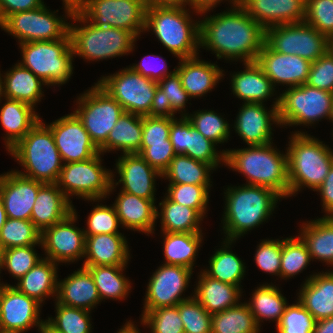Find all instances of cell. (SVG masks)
I'll return each mask as SVG.
<instances>
[{
  "label": "cell",
  "instance_id": "a7ac6f4b",
  "mask_svg": "<svg viewBox=\"0 0 333 333\" xmlns=\"http://www.w3.org/2000/svg\"><path fill=\"white\" fill-rule=\"evenodd\" d=\"M315 191L320 192L322 207L326 217H333V165L324 179V182Z\"/></svg>",
  "mask_w": 333,
  "mask_h": 333
},
{
  "label": "cell",
  "instance_id": "f1b7e54d",
  "mask_svg": "<svg viewBox=\"0 0 333 333\" xmlns=\"http://www.w3.org/2000/svg\"><path fill=\"white\" fill-rule=\"evenodd\" d=\"M297 298L316 321L333 317V271L305 279Z\"/></svg>",
  "mask_w": 333,
  "mask_h": 333
},
{
  "label": "cell",
  "instance_id": "f546056e",
  "mask_svg": "<svg viewBox=\"0 0 333 333\" xmlns=\"http://www.w3.org/2000/svg\"><path fill=\"white\" fill-rule=\"evenodd\" d=\"M178 72L182 86L191 98L202 97L212 91L224 76L222 69L214 63L199 59V56L179 59Z\"/></svg>",
  "mask_w": 333,
  "mask_h": 333
},
{
  "label": "cell",
  "instance_id": "680465c9",
  "mask_svg": "<svg viewBox=\"0 0 333 333\" xmlns=\"http://www.w3.org/2000/svg\"><path fill=\"white\" fill-rule=\"evenodd\" d=\"M281 253L282 240H262L254 257L256 265L262 271L280 277Z\"/></svg>",
  "mask_w": 333,
  "mask_h": 333
},
{
  "label": "cell",
  "instance_id": "484cf974",
  "mask_svg": "<svg viewBox=\"0 0 333 333\" xmlns=\"http://www.w3.org/2000/svg\"><path fill=\"white\" fill-rule=\"evenodd\" d=\"M155 203V200L120 191L113 206L122 226L149 235L155 231L157 219Z\"/></svg>",
  "mask_w": 333,
  "mask_h": 333
},
{
  "label": "cell",
  "instance_id": "5bb4252c",
  "mask_svg": "<svg viewBox=\"0 0 333 333\" xmlns=\"http://www.w3.org/2000/svg\"><path fill=\"white\" fill-rule=\"evenodd\" d=\"M55 13L56 11L52 13L44 4L34 10L9 15L0 27L16 37L19 44L62 39L69 33L70 23Z\"/></svg>",
  "mask_w": 333,
  "mask_h": 333
},
{
  "label": "cell",
  "instance_id": "e0dca14e",
  "mask_svg": "<svg viewBox=\"0 0 333 333\" xmlns=\"http://www.w3.org/2000/svg\"><path fill=\"white\" fill-rule=\"evenodd\" d=\"M192 273L191 269L181 265L162 264L149 279L143 312L177 306L181 301L191 298H183L181 295L189 286Z\"/></svg>",
  "mask_w": 333,
  "mask_h": 333
},
{
  "label": "cell",
  "instance_id": "9a60e30c",
  "mask_svg": "<svg viewBox=\"0 0 333 333\" xmlns=\"http://www.w3.org/2000/svg\"><path fill=\"white\" fill-rule=\"evenodd\" d=\"M148 0H88L81 14L97 27H115L134 33L145 31Z\"/></svg>",
  "mask_w": 333,
  "mask_h": 333
},
{
  "label": "cell",
  "instance_id": "8992f818",
  "mask_svg": "<svg viewBox=\"0 0 333 333\" xmlns=\"http://www.w3.org/2000/svg\"><path fill=\"white\" fill-rule=\"evenodd\" d=\"M8 152L26 170H14L18 174L42 183L57 182L63 161L51 129L41 119Z\"/></svg>",
  "mask_w": 333,
  "mask_h": 333
},
{
  "label": "cell",
  "instance_id": "f35d334b",
  "mask_svg": "<svg viewBox=\"0 0 333 333\" xmlns=\"http://www.w3.org/2000/svg\"><path fill=\"white\" fill-rule=\"evenodd\" d=\"M164 234V264L181 265L193 270L196 254L203 240V233H169Z\"/></svg>",
  "mask_w": 333,
  "mask_h": 333
},
{
  "label": "cell",
  "instance_id": "d6a6232c",
  "mask_svg": "<svg viewBox=\"0 0 333 333\" xmlns=\"http://www.w3.org/2000/svg\"><path fill=\"white\" fill-rule=\"evenodd\" d=\"M4 99L6 102L0 109V122L6 131L5 146L9 151L41 118L31 105L18 100Z\"/></svg>",
  "mask_w": 333,
  "mask_h": 333
},
{
  "label": "cell",
  "instance_id": "277c9868",
  "mask_svg": "<svg viewBox=\"0 0 333 333\" xmlns=\"http://www.w3.org/2000/svg\"><path fill=\"white\" fill-rule=\"evenodd\" d=\"M185 5L148 4L144 30L156 38L178 59L198 56L200 22L191 20Z\"/></svg>",
  "mask_w": 333,
  "mask_h": 333
},
{
  "label": "cell",
  "instance_id": "7a4b0ae2",
  "mask_svg": "<svg viewBox=\"0 0 333 333\" xmlns=\"http://www.w3.org/2000/svg\"><path fill=\"white\" fill-rule=\"evenodd\" d=\"M222 152L224 164L243 174L248 179L246 185L266 187L282 198L289 197L287 152L281 154L272 143Z\"/></svg>",
  "mask_w": 333,
  "mask_h": 333
},
{
  "label": "cell",
  "instance_id": "816d5d0a",
  "mask_svg": "<svg viewBox=\"0 0 333 333\" xmlns=\"http://www.w3.org/2000/svg\"><path fill=\"white\" fill-rule=\"evenodd\" d=\"M142 313L141 324L148 326L151 333H184L178 306L161 307Z\"/></svg>",
  "mask_w": 333,
  "mask_h": 333
},
{
  "label": "cell",
  "instance_id": "ba28073f",
  "mask_svg": "<svg viewBox=\"0 0 333 333\" xmlns=\"http://www.w3.org/2000/svg\"><path fill=\"white\" fill-rule=\"evenodd\" d=\"M23 67L49 85H63L73 74L74 59L69 33L54 41H35L19 44Z\"/></svg>",
  "mask_w": 333,
  "mask_h": 333
},
{
  "label": "cell",
  "instance_id": "ee69618b",
  "mask_svg": "<svg viewBox=\"0 0 333 333\" xmlns=\"http://www.w3.org/2000/svg\"><path fill=\"white\" fill-rule=\"evenodd\" d=\"M247 303L212 314L211 333H260Z\"/></svg>",
  "mask_w": 333,
  "mask_h": 333
},
{
  "label": "cell",
  "instance_id": "11e5206c",
  "mask_svg": "<svg viewBox=\"0 0 333 333\" xmlns=\"http://www.w3.org/2000/svg\"><path fill=\"white\" fill-rule=\"evenodd\" d=\"M117 333H140L138 328L130 320L125 323V325L119 329Z\"/></svg>",
  "mask_w": 333,
  "mask_h": 333
},
{
  "label": "cell",
  "instance_id": "d4e9b609",
  "mask_svg": "<svg viewBox=\"0 0 333 333\" xmlns=\"http://www.w3.org/2000/svg\"><path fill=\"white\" fill-rule=\"evenodd\" d=\"M130 250L123 234H97L86 236L82 266H127Z\"/></svg>",
  "mask_w": 333,
  "mask_h": 333
},
{
  "label": "cell",
  "instance_id": "8fae6325",
  "mask_svg": "<svg viewBox=\"0 0 333 333\" xmlns=\"http://www.w3.org/2000/svg\"><path fill=\"white\" fill-rule=\"evenodd\" d=\"M77 104L79 106L73 112L82 121L84 129L99 149L125 111L98 83L79 96Z\"/></svg>",
  "mask_w": 333,
  "mask_h": 333
},
{
  "label": "cell",
  "instance_id": "753ad0ef",
  "mask_svg": "<svg viewBox=\"0 0 333 333\" xmlns=\"http://www.w3.org/2000/svg\"><path fill=\"white\" fill-rule=\"evenodd\" d=\"M313 333H333V317L317 321Z\"/></svg>",
  "mask_w": 333,
  "mask_h": 333
},
{
  "label": "cell",
  "instance_id": "e7e4bbea",
  "mask_svg": "<svg viewBox=\"0 0 333 333\" xmlns=\"http://www.w3.org/2000/svg\"><path fill=\"white\" fill-rule=\"evenodd\" d=\"M150 56H152L153 58H155L156 57V59L158 60L159 59V57H158V55L157 56H154L153 54L152 55H150ZM150 56L149 55H147V56H144L143 58H142V61L140 62V63H138V64H134V65H132V66H130L135 72H138V73H140L141 75H143V76H145V77H148L150 80H154V81H156V82H159L160 80H162V79H164L166 76H168V75H171L172 73H174L175 71H176V67L174 68V71H170L169 73H168V66H167V63H165L166 61L164 60H162V57L160 56V59H161V61L163 62H159V63H161L162 65H160L159 64V66H158V64L156 65V64H153V61H154V59H153V61H152V63L150 64V61L152 60L151 58H150ZM150 58V59H148V58ZM148 59V60H146V59ZM154 65H156L155 67H154ZM159 69V70H158Z\"/></svg>",
  "mask_w": 333,
  "mask_h": 333
},
{
  "label": "cell",
  "instance_id": "e575fe53",
  "mask_svg": "<svg viewBox=\"0 0 333 333\" xmlns=\"http://www.w3.org/2000/svg\"><path fill=\"white\" fill-rule=\"evenodd\" d=\"M42 85H47L19 62L3 75L4 98L18 100L35 107L41 101Z\"/></svg>",
  "mask_w": 333,
  "mask_h": 333
},
{
  "label": "cell",
  "instance_id": "67dfc351",
  "mask_svg": "<svg viewBox=\"0 0 333 333\" xmlns=\"http://www.w3.org/2000/svg\"><path fill=\"white\" fill-rule=\"evenodd\" d=\"M329 120H331L332 123H333V102H332V107H331V113H330Z\"/></svg>",
  "mask_w": 333,
  "mask_h": 333
},
{
  "label": "cell",
  "instance_id": "3957f363",
  "mask_svg": "<svg viewBox=\"0 0 333 333\" xmlns=\"http://www.w3.org/2000/svg\"><path fill=\"white\" fill-rule=\"evenodd\" d=\"M227 188L224 192L226 204L222 227L227 240L236 241L265 222L282 198L275 191L262 186L245 184Z\"/></svg>",
  "mask_w": 333,
  "mask_h": 333
},
{
  "label": "cell",
  "instance_id": "94428289",
  "mask_svg": "<svg viewBox=\"0 0 333 333\" xmlns=\"http://www.w3.org/2000/svg\"><path fill=\"white\" fill-rule=\"evenodd\" d=\"M306 84L333 93V56L329 51L312 62Z\"/></svg>",
  "mask_w": 333,
  "mask_h": 333
},
{
  "label": "cell",
  "instance_id": "11a10c76",
  "mask_svg": "<svg viewBox=\"0 0 333 333\" xmlns=\"http://www.w3.org/2000/svg\"><path fill=\"white\" fill-rule=\"evenodd\" d=\"M305 23L325 35L333 37V0H306Z\"/></svg>",
  "mask_w": 333,
  "mask_h": 333
},
{
  "label": "cell",
  "instance_id": "60d3db41",
  "mask_svg": "<svg viewBox=\"0 0 333 333\" xmlns=\"http://www.w3.org/2000/svg\"><path fill=\"white\" fill-rule=\"evenodd\" d=\"M215 168L184 154H176L161 178L169 184L211 185L210 172Z\"/></svg>",
  "mask_w": 333,
  "mask_h": 333
},
{
  "label": "cell",
  "instance_id": "ab89813d",
  "mask_svg": "<svg viewBox=\"0 0 333 333\" xmlns=\"http://www.w3.org/2000/svg\"><path fill=\"white\" fill-rule=\"evenodd\" d=\"M233 242L234 240L225 239L223 247L216 250L210 257L209 268L203 271L211 278L240 287L246 267L243 261L230 251V245Z\"/></svg>",
  "mask_w": 333,
  "mask_h": 333
},
{
  "label": "cell",
  "instance_id": "deb4b68c",
  "mask_svg": "<svg viewBox=\"0 0 333 333\" xmlns=\"http://www.w3.org/2000/svg\"><path fill=\"white\" fill-rule=\"evenodd\" d=\"M328 51L331 53V55L333 56V37L329 38L328 41Z\"/></svg>",
  "mask_w": 333,
  "mask_h": 333
},
{
  "label": "cell",
  "instance_id": "836d02e7",
  "mask_svg": "<svg viewBox=\"0 0 333 333\" xmlns=\"http://www.w3.org/2000/svg\"><path fill=\"white\" fill-rule=\"evenodd\" d=\"M55 262L42 258L32 269H30L17 282L14 287L25 295L36 299L42 304L46 298L55 295L57 297L58 276Z\"/></svg>",
  "mask_w": 333,
  "mask_h": 333
},
{
  "label": "cell",
  "instance_id": "34e18365",
  "mask_svg": "<svg viewBox=\"0 0 333 333\" xmlns=\"http://www.w3.org/2000/svg\"><path fill=\"white\" fill-rule=\"evenodd\" d=\"M148 4L187 5L194 9V0H148Z\"/></svg>",
  "mask_w": 333,
  "mask_h": 333
},
{
  "label": "cell",
  "instance_id": "74e56055",
  "mask_svg": "<svg viewBox=\"0 0 333 333\" xmlns=\"http://www.w3.org/2000/svg\"><path fill=\"white\" fill-rule=\"evenodd\" d=\"M156 216L161 217V231L169 233H201L203 217L193 208L173 202L167 195L159 203Z\"/></svg>",
  "mask_w": 333,
  "mask_h": 333
},
{
  "label": "cell",
  "instance_id": "30bf717a",
  "mask_svg": "<svg viewBox=\"0 0 333 333\" xmlns=\"http://www.w3.org/2000/svg\"><path fill=\"white\" fill-rule=\"evenodd\" d=\"M332 102L333 93L307 84L287 88L279 96L280 126H308L319 119H329Z\"/></svg>",
  "mask_w": 333,
  "mask_h": 333
},
{
  "label": "cell",
  "instance_id": "9c48e42d",
  "mask_svg": "<svg viewBox=\"0 0 333 333\" xmlns=\"http://www.w3.org/2000/svg\"><path fill=\"white\" fill-rule=\"evenodd\" d=\"M101 153L85 161L64 163L57 186L70 200V196L94 202L110 195L115 188L113 172L101 165Z\"/></svg>",
  "mask_w": 333,
  "mask_h": 333
},
{
  "label": "cell",
  "instance_id": "89a4df30",
  "mask_svg": "<svg viewBox=\"0 0 333 333\" xmlns=\"http://www.w3.org/2000/svg\"><path fill=\"white\" fill-rule=\"evenodd\" d=\"M148 116L152 118H175L170 101H166L164 92L159 87L156 88Z\"/></svg>",
  "mask_w": 333,
  "mask_h": 333
},
{
  "label": "cell",
  "instance_id": "681fc988",
  "mask_svg": "<svg viewBox=\"0 0 333 333\" xmlns=\"http://www.w3.org/2000/svg\"><path fill=\"white\" fill-rule=\"evenodd\" d=\"M211 185L169 184L167 196L176 203L195 209L203 218Z\"/></svg>",
  "mask_w": 333,
  "mask_h": 333
},
{
  "label": "cell",
  "instance_id": "f5cc1de1",
  "mask_svg": "<svg viewBox=\"0 0 333 333\" xmlns=\"http://www.w3.org/2000/svg\"><path fill=\"white\" fill-rule=\"evenodd\" d=\"M177 306L184 333H211L212 315L193 296Z\"/></svg>",
  "mask_w": 333,
  "mask_h": 333
},
{
  "label": "cell",
  "instance_id": "bcb514c9",
  "mask_svg": "<svg viewBox=\"0 0 333 333\" xmlns=\"http://www.w3.org/2000/svg\"><path fill=\"white\" fill-rule=\"evenodd\" d=\"M182 117H186L192 126L200 132L204 137L214 142H227L230 136V125L225 118L218 115L213 110H201L194 114L183 113Z\"/></svg>",
  "mask_w": 333,
  "mask_h": 333
},
{
  "label": "cell",
  "instance_id": "2644e50d",
  "mask_svg": "<svg viewBox=\"0 0 333 333\" xmlns=\"http://www.w3.org/2000/svg\"><path fill=\"white\" fill-rule=\"evenodd\" d=\"M223 0H194V11L195 13L206 14L207 11H210L217 5V3H221ZM232 3V7L237 6L240 4V0H230Z\"/></svg>",
  "mask_w": 333,
  "mask_h": 333
},
{
  "label": "cell",
  "instance_id": "6125c7cd",
  "mask_svg": "<svg viewBox=\"0 0 333 333\" xmlns=\"http://www.w3.org/2000/svg\"><path fill=\"white\" fill-rule=\"evenodd\" d=\"M158 87L164 92L166 101H170L172 113L185 109L186 102L191 97L182 86L181 78L177 71L157 82Z\"/></svg>",
  "mask_w": 333,
  "mask_h": 333
},
{
  "label": "cell",
  "instance_id": "2a66077c",
  "mask_svg": "<svg viewBox=\"0 0 333 333\" xmlns=\"http://www.w3.org/2000/svg\"><path fill=\"white\" fill-rule=\"evenodd\" d=\"M6 219H7L6 211L4 209L3 201L0 197V232H1V228L5 224Z\"/></svg>",
  "mask_w": 333,
  "mask_h": 333
},
{
  "label": "cell",
  "instance_id": "52a82bcc",
  "mask_svg": "<svg viewBox=\"0 0 333 333\" xmlns=\"http://www.w3.org/2000/svg\"><path fill=\"white\" fill-rule=\"evenodd\" d=\"M71 20L83 23L80 27L69 24L71 47L75 57L78 55L87 61H99L127 55L135 47L137 36L132 32L115 27H97L81 13L72 14Z\"/></svg>",
  "mask_w": 333,
  "mask_h": 333
},
{
  "label": "cell",
  "instance_id": "be15d7a7",
  "mask_svg": "<svg viewBox=\"0 0 333 333\" xmlns=\"http://www.w3.org/2000/svg\"><path fill=\"white\" fill-rule=\"evenodd\" d=\"M175 118L142 117V143H164L169 139L171 122Z\"/></svg>",
  "mask_w": 333,
  "mask_h": 333
},
{
  "label": "cell",
  "instance_id": "91938a15",
  "mask_svg": "<svg viewBox=\"0 0 333 333\" xmlns=\"http://www.w3.org/2000/svg\"><path fill=\"white\" fill-rule=\"evenodd\" d=\"M136 154H139L160 174L167 170L176 155L170 139L164 143H141V148Z\"/></svg>",
  "mask_w": 333,
  "mask_h": 333
},
{
  "label": "cell",
  "instance_id": "cb8c5ba5",
  "mask_svg": "<svg viewBox=\"0 0 333 333\" xmlns=\"http://www.w3.org/2000/svg\"><path fill=\"white\" fill-rule=\"evenodd\" d=\"M239 5L264 29L305 20L306 0H240Z\"/></svg>",
  "mask_w": 333,
  "mask_h": 333
},
{
  "label": "cell",
  "instance_id": "d590c367",
  "mask_svg": "<svg viewBox=\"0 0 333 333\" xmlns=\"http://www.w3.org/2000/svg\"><path fill=\"white\" fill-rule=\"evenodd\" d=\"M142 143V116L124 112L110 131L99 152L120 150L123 154L137 153Z\"/></svg>",
  "mask_w": 333,
  "mask_h": 333
},
{
  "label": "cell",
  "instance_id": "f907efd6",
  "mask_svg": "<svg viewBox=\"0 0 333 333\" xmlns=\"http://www.w3.org/2000/svg\"><path fill=\"white\" fill-rule=\"evenodd\" d=\"M215 143L198 132L188 120V146L184 155L212 165L215 169L225 163V153L216 151Z\"/></svg>",
  "mask_w": 333,
  "mask_h": 333
},
{
  "label": "cell",
  "instance_id": "7402d4cb",
  "mask_svg": "<svg viewBox=\"0 0 333 333\" xmlns=\"http://www.w3.org/2000/svg\"><path fill=\"white\" fill-rule=\"evenodd\" d=\"M43 184L14 170L0 175V197L7 218L30 220L38 190Z\"/></svg>",
  "mask_w": 333,
  "mask_h": 333
},
{
  "label": "cell",
  "instance_id": "b9fcfbb0",
  "mask_svg": "<svg viewBox=\"0 0 333 333\" xmlns=\"http://www.w3.org/2000/svg\"><path fill=\"white\" fill-rule=\"evenodd\" d=\"M39 331L40 333H60L53 329L46 321L43 323Z\"/></svg>",
  "mask_w": 333,
  "mask_h": 333
},
{
  "label": "cell",
  "instance_id": "979ff035",
  "mask_svg": "<svg viewBox=\"0 0 333 333\" xmlns=\"http://www.w3.org/2000/svg\"><path fill=\"white\" fill-rule=\"evenodd\" d=\"M1 97H4V88H3V76L0 73V102H1Z\"/></svg>",
  "mask_w": 333,
  "mask_h": 333
},
{
  "label": "cell",
  "instance_id": "003e7915",
  "mask_svg": "<svg viewBox=\"0 0 333 333\" xmlns=\"http://www.w3.org/2000/svg\"><path fill=\"white\" fill-rule=\"evenodd\" d=\"M43 5L42 0H0V24L13 13L34 10Z\"/></svg>",
  "mask_w": 333,
  "mask_h": 333
},
{
  "label": "cell",
  "instance_id": "6f0895ef",
  "mask_svg": "<svg viewBox=\"0 0 333 333\" xmlns=\"http://www.w3.org/2000/svg\"><path fill=\"white\" fill-rule=\"evenodd\" d=\"M86 236L97 234H122L118 228L121 225L114 206L97 204L87 218Z\"/></svg>",
  "mask_w": 333,
  "mask_h": 333
},
{
  "label": "cell",
  "instance_id": "4dcf8cb0",
  "mask_svg": "<svg viewBox=\"0 0 333 333\" xmlns=\"http://www.w3.org/2000/svg\"><path fill=\"white\" fill-rule=\"evenodd\" d=\"M243 71L232 74L231 89L244 103H263L274 96L275 88L256 62H245ZM273 95V96H271ZM265 100V101H264Z\"/></svg>",
  "mask_w": 333,
  "mask_h": 333
},
{
  "label": "cell",
  "instance_id": "ac0fdd59",
  "mask_svg": "<svg viewBox=\"0 0 333 333\" xmlns=\"http://www.w3.org/2000/svg\"><path fill=\"white\" fill-rule=\"evenodd\" d=\"M41 306L14 286L0 282L1 332L24 333L34 326L39 330L45 322L39 317Z\"/></svg>",
  "mask_w": 333,
  "mask_h": 333
},
{
  "label": "cell",
  "instance_id": "7c38bea8",
  "mask_svg": "<svg viewBox=\"0 0 333 333\" xmlns=\"http://www.w3.org/2000/svg\"><path fill=\"white\" fill-rule=\"evenodd\" d=\"M329 39L311 25L300 22L265 29V43L281 54L297 55L310 62L328 51Z\"/></svg>",
  "mask_w": 333,
  "mask_h": 333
},
{
  "label": "cell",
  "instance_id": "f6af8a7d",
  "mask_svg": "<svg viewBox=\"0 0 333 333\" xmlns=\"http://www.w3.org/2000/svg\"><path fill=\"white\" fill-rule=\"evenodd\" d=\"M0 243L5 249L41 244V231L31 220L7 218L1 228Z\"/></svg>",
  "mask_w": 333,
  "mask_h": 333
},
{
  "label": "cell",
  "instance_id": "603a6c76",
  "mask_svg": "<svg viewBox=\"0 0 333 333\" xmlns=\"http://www.w3.org/2000/svg\"><path fill=\"white\" fill-rule=\"evenodd\" d=\"M116 170L119 174L116 186L122 183V190L148 200H155V181L162 177L156 169L149 165L139 154H123L116 162ZM156 178V179H155Z\"/></svg>",
  "mask_w": 333,
  "mask_h": 333
},
{
  "label": "cell",
  "instance_id": "db71d44e",
  "mask_svg": "<svg viewBox=\"0 0 333 333\" xmlns=\"http://www.w3.org/2000/svg\"><path fill=\"white\" fill-rule=\"evenodd\" d=\"M316 319L297 300V303L287 305L279 323L276 325L278 333H313Z\"/></svg>",
  "mask_w": 333,
  "mask_h": 333
},
{
  "label": "cell",
  "instance_id": "09005b40",
  "mask_svg": "<svg viewBox=\"0 0 333 333\" xmlns=\"http://www.w3.org/2000/svg\"><path fill=\"white\" fill-rule=\"evenodd\" d=\"M5 248L0 243V271L3 269ZM1 273V272H0Z\"/></svg>",
  "mask_w": 333,
  "mask_h": 333
},
{
  "label": "cell",
  "instance_id": "d6986e66",
  "mask_svg": "<svg viewBox=\"0 0 333 333\" xmlns=\"http://www.w3.org/2000/svg\"><path fill=\"white\" fill-rule=\"evenodd\" d=\"M47 126L51 129L63 164L85 161L100 153L74 112Z\"/></svg>",
  "mask_w": 333,
  "mask_h": 333
},
{
  "label": "cell",
  "instance_id": "7dc6e473",
  "mask_svg": "<svg viewBox=\"0 0 333 333\" xmlns=\"http://www.w3.org/2000/svg\"><path fill=\"white\" fill-rule=\"evenodd\" d=\"M311 256L306 243L299 237L282 239L280 277L291 278L307 267Z\"/></svg>",
  "mask_w": 333,
  "mask_h": 333
},
{
  "label": "cell",
  "instance_id": "03108f58",
  "mask_svg": "<svg viewBox=\"0 0 333 333\" xmlns=\"http://www.w3.org/2000/svg\"><path fill=\"white\" fill-rule=\"evenodd\" d=\"M169 139L176 154H184L188 146V119L175 118L171 122Z\"/></svg>",
  "mask_w": 333,
  "mask_h": 333
},
{
  "label": "cell",
  "instance_id": "c3c4849f",
  "mask_svg": "<svg viewBox=\"0 0 333 333\" xmlns=\"http://www.w3.org/2000/svg\"><path fill=\"white\" fill-rule=\"evenodd\" d=\"M56 317L45 320L53 329L60 333H91L89 314L91 311L64 306L55 302Z\"/></svg>",
  "mask_w": 333,
  "mask_h": 333
},
{
  "label": "cell",
  "instance_id": "4fadbf2b",
  "mask_svg": "<svg viewBox=\"0 0 333 333\" xmlns=\"http://www.w3.org/2000/svg\"><path fill=\"white\" fill-rule=\"evenodd\" d=\"M125 112L148 116L155 96L157 82L135 72L130 66L118 73L102 76L97 82Z\"/></svg>",
  "mask_w": 333,
  "mask_h": 333
},
{
  "label": "cell",
  "instance_id": "1f68e13d",
  "mask_svg": "<svg viewBox=\"0 0 333 333\" xmlns=\"http://www.w3.org/2000/svg\"><path fill=\"white\" fill-rule=\"evenodd\" d=\"M199 281L193 297L207 310L215 314L239 304L241 287L221 282L209 277L204 271L198 276Z\"/></svg>",
  "mask_w": 333,
  "mask_h": 333
},
{
  "label": "cell",
  "instance_id": "b9f144b4",
  "mask_svg": "<svg viewBox=\"0 0 333 333\" xmlns=\"http://www.w3.org/2000/svg\"><path fill=\"white\" fill-rule=\"evenodd\" d=\"M254 315V318L260 327V321L264 319L276 321V325L279 323L286 307L287 300L281 294L279 288L273 284H262L252 294V299L247 303Z\"/></svg>",
  "mask_w": 333,
  "mask_h": 333
},
{
  "label": "cell",
  "instance_id": "7bdbcfd3",
  "mask_svg": "<svg viewBox=\"0 0 333 333\" xmlns=\"http://www.w3.org/2000/svg\"><path fill=\"white\" fill-rule=\"evenodd\" d=\"M87 268L93 276L99 297L104 299H124L131 290L129 279L123 275V270L127 266H83Z\"/></svg>",
  "mask_w": 333,
  "mask_h": 333
},
{
  "label": "cell",
  "instance_id": "44dd1931",
  "mask_svg": "<svg viewBox=\"0 0 333 333\" xmlns=\"http://www.w3.org/2000/svg\"><path fill=\"white\" fill-rule=\"evenodd\" d=\"M256 62L265 75L276 84L289 88L306 84L312 62L297 55L281 54L272 50L266 43L258 54Z\"/></svg>",
  "mask_w": 333,
  "mask_h": 333
},
{
  "label": "cell",
  "instance_id": "9f6ffc18",
  "mask_svg": "<svg viewBox=\"0 0 333 333\" xmlns=\"http://www.w3.org/2000/svg\"><path fill=\"white\" fill-rule=\"evenodd\" d=\"M34 248L35 245L5 249L3 269H7L17 280L22 278L42 260Z\"/></svg>",
  "mask_w": 333,
  "mask_h": 333
},
{
  "label": "cell",
  "instance_id": "2e32d148",
  "mask_svg": "<svg viewBox=\"0 0 333 333\" xmlns=\"http://www.w3.org/2000/svg\"><path fill=\"white\" fill-rule=\"evenodd\" d=\"M76 220L77 212L73 206V212L66 218L41 232V247L46 253L44 258L59 264L84 257L86 237L84 229L73 225Z\"/></svg>",
  "mask_w": 333,
  "mask_h": 333
},
{
  "label": "cell",
  "instance_id": "5b68a950",
  "mask_svg": "<svg viewBox=\"0 0 333 333\" xmlns=\"http://www.w3.org/2000/svg\"><path fill=\"white\" fill-rule=\"evenodd\" d=\"M287 147L289 196L302 187L315 191L333 165V151L307 132L295 131Z\"/></svg>",
  "mask_w": 333,
  "mask_h": 333
},
{
  "label": "cell",
  "instance_id": "ffe728a7",
  "mask_svg": "<svg viewBox=\"0 0 333 333\" xmlns=\"http://www.w3.org/2000/svg\"><path fill=\"white\" fill-rule=\"evenodd\" d=\"M279 97L267 111L263 103H244L238 112L234 130L249 146L272 142V125H280L278 117ZM273 122V123H271Z\"/></svg>",
  "mask_w": 333,
  "mask_h": 333
},
{
  "label": "cell",
  "instance_id": "83f0119b",
  "mask_svg": "<svg viewBox=\"0 0 333 333\" xmlns=\"http://www.w3.org/2000/svg\"><path fill=\"white\" fill-rule=\"evenodd\" d=\"M73 212L69 200L56 183H44L38 190L32 208L31 221L42 232Z\"/></svg>",
  "mask_w": 333,
  "mask_h": 333
},
{
  "label": "cell",
  "instance_id": "4316f807",
  "mask_svg": "<svg viewBox=\"0 0 333 333\" xmlns=\"http://www.w3.org/2000/svg\"><path fill=\"white\" fill-rule=\"evenodd\" d=\"M55 300L64 306L87 311H91L101 302L93 276L83 266L67 278L58 281Z\"/></svg>",
  "mask_w": 333,
  "mask_h": 333
},
{
  "label": "cell",
  "instance_id": "8d00e7d4",
  "mask_svg": "<svg viewBox=\"0 0 333 333\" xmlns=\"http://www.w3.org/2000/svg\"><path fill=\"white\" fill-rule=\"evenodd\" d=\"M300 237L306 243L312 261L333 266V217L318 218L302 224Z\"/></svg>",
  "mask_w": 333,
  "mask_h": 333
},
{
  "label": "cell",
  "instance_id": "8c879c8a",
  "mask_svg": "<svg viewBox=\"0 0 333 333\" xmlns=\"http://www.w3.org/2000/svg\"><path fill=\"white\" fill-rule=\"evenodd\" d=\"M66 18H71L72 14L81 13L87 6L88 0H63Z\"/></svg>",
  "mask_w": 333,
  "mask_h": 333
},
{
  "label": "cell",
  "instance_id": "6da1fadb",
  "mask_svg": "<svg viewBox=\"0 0 333 333\" xmlns=\"http://www.w3.org/2000/svg\"><path fill=\"white\" fill-rule=\"evenodd\" d=\"M199 22L200 48L214 51L218 59L253 62L265 44V29L240 5Z\"/></svg>",
  "mask_w": 333,
  "mask_h": 333
}]
</instances>
